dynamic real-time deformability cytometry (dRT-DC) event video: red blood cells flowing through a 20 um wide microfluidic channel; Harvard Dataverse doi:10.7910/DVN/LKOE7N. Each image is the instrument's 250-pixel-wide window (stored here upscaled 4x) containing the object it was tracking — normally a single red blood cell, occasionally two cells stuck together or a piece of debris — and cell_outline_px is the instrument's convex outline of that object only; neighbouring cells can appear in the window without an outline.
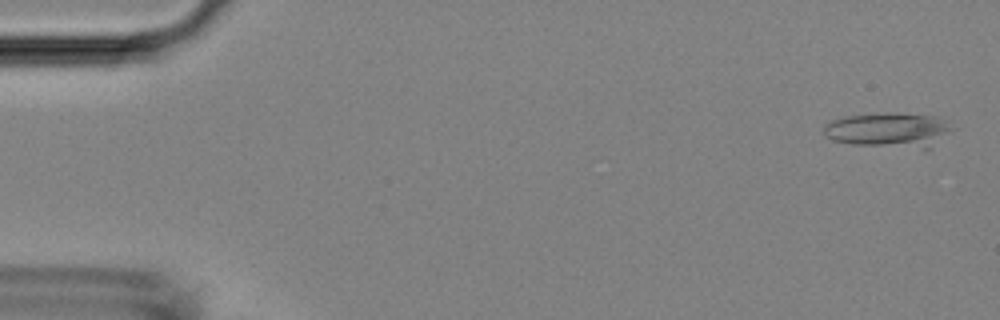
{"species": "Egyptian fruit bat (a non-hibernating species)", "species_latin": "Rousettus aegyptiacus", "temperature_condition": "room temperature", "stored_images_in_passage": 5, "camera_frame_rate_fps": 3000, "um_per_image_px": 0.085, "animal": {"sex": "female"}, "frame": {"image": 1, "passage_image": 1, "time_ms": 0.0, "image_size_px": [1000, 320], "cell_outline_px": [[956, 128], [932, 148], [924, 148], [852, 144], [832, 140], [824, 136], [824, 128], [832, 120], [844, 116], [884, 112], [896, 112], [936, 116], [948, 120]], "centroid_in_image_um": [75.63, 11.03], "position_along_channel_um": 9.4, "area_um2": 26.53}}